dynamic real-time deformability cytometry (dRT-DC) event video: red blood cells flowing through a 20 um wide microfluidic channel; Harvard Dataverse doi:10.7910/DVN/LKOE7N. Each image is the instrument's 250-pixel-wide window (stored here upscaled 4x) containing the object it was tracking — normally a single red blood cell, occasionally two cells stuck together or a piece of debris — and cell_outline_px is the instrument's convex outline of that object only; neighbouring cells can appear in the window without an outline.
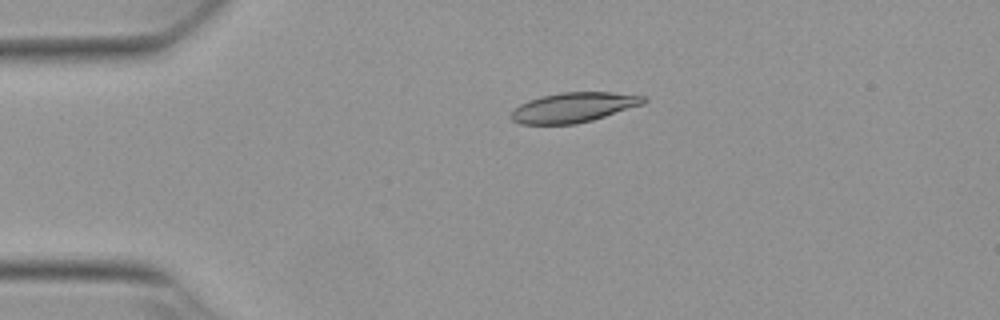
{"species": "Egyptian fruit bat (a non-hibernating species)", "species_latin": "Rousettus aegyptiacus", "temperature_condition": "warm", "stored_images_in_passage": 51, "camera_frame_rate_fps": 3000, "um_per_image_px": 0.085, "animal": {"sex": "female"}, "frame": {"image": 1, "passage_image": 9, "time_ms": 2.667, "image_size_px": [1000, 320], "cell_outline_px": [[648, 100], [644, 104], [592, 120], [576, 124], [520, 124], [512, 120], [508, 116], [512, 108], [528, 100], [540, 96], [560, 92], [612, 92], [648, 96]], "centroid_in_image_um": [48.73, 9.12], "position_along_channel_um": 36.3, "area_um2": 23.41}}
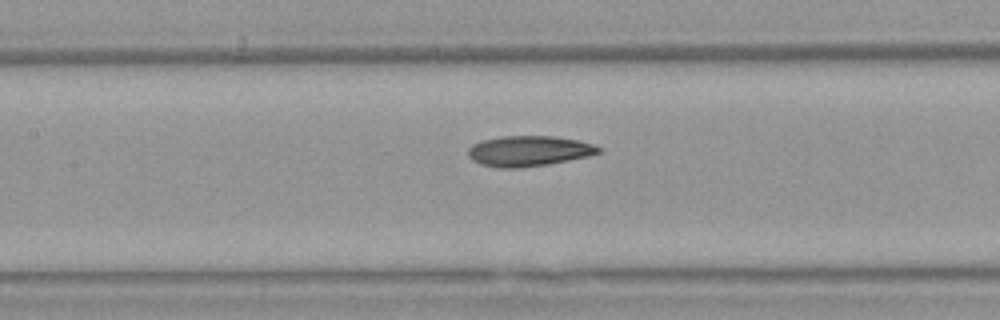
{"frame": {"image": 2, "passage_image": 22, "time_ms": 7.0, "image_size_px": [1000, 320], "cell_outline_px": [[600, 152], [588, 156], [548, 164], [520, 168], [500, 168], [480, 164], [472, 160], [468, 156], [468, 148], [472, 144], [484, 140], [500, 136], [552, 136], [580, 140], [592, 144], [600, 148]], "centroid_in_image_um": [44.92, 12.83], "position_along_channel_um": 162.5, "area_um2": 23.12}}
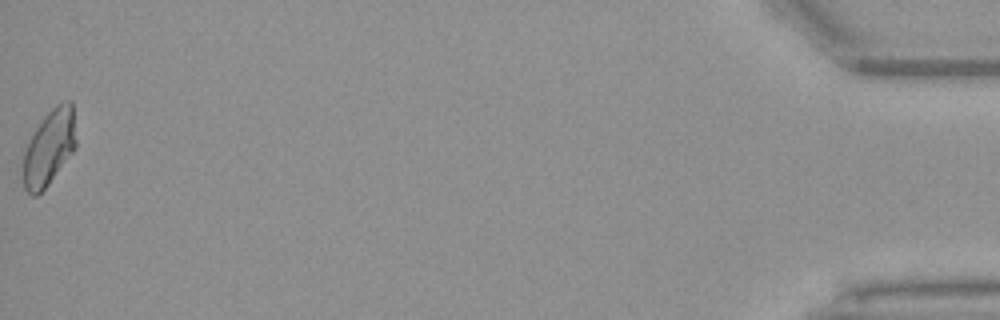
{"frame": {"image": 3, "passage_image": 51, "time_ms": 16.667, "image_size_px": [1000, 320], "cell_outline_px": [[76, 148], [48, 184], [36, 196], [32, 196], [24, 188], [20, 176], [24, 152], [36, 128], [44, 116], [56, 104], [64, 100], [72, 100], [76, 140]], "centroid_in_image_um": [4.16, 12.56], "position_along_channel_um": 431.0, "area_um2": 23.47}, "authors_computed_cell_mechanics": {"area_um2": 23.12, "velocity_mm_per_s": 3.8067, "shape_relaxation_time_tau1_ms": 6.0915, "shape_relaxation_time_tau2_ms": 4.0897, "deformation_change_tau1": 0.1715, "deformation_change_tau2": 0.072}}